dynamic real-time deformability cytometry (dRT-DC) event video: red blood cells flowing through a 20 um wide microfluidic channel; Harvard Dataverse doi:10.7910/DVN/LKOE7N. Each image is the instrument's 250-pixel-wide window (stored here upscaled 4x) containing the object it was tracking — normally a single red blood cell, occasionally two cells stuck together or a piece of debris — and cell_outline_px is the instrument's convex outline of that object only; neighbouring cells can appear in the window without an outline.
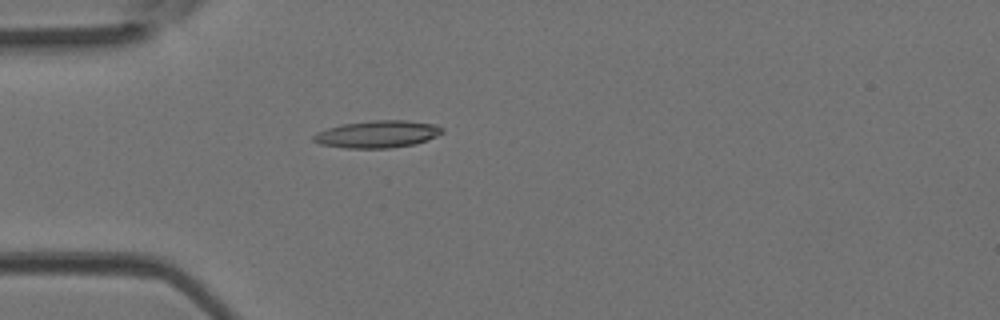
{"species": "Egyptian fruit bat (a non-hibernating species)", "species_latin": "Rousettus aegyptiacus", "temperature_condition": "room temperature", "stored_images_in_passage": 4, "camera_frame_rate_fps": 3000, "um_per_image_px": 0.085, "animal": {"sex": "female"}, "frame": {"image": 1, "passage_image": 4, "time_ms": 1.0, "image_size_px": [1000, 320], "cell_outline_px": [[444, 132], [428, 140], [416, 144], [388, 148], [348, 148], [320, 144], [312, 140], [312, 136], [316, 132], [328, 128], [344, 124], [372, 120], [404, 120], [436, 124], [444, 128]], "centroid_in_image_um": [32.11, 11.4], "position_along_channel_um": 52.9, "area_um2": 20.46}}